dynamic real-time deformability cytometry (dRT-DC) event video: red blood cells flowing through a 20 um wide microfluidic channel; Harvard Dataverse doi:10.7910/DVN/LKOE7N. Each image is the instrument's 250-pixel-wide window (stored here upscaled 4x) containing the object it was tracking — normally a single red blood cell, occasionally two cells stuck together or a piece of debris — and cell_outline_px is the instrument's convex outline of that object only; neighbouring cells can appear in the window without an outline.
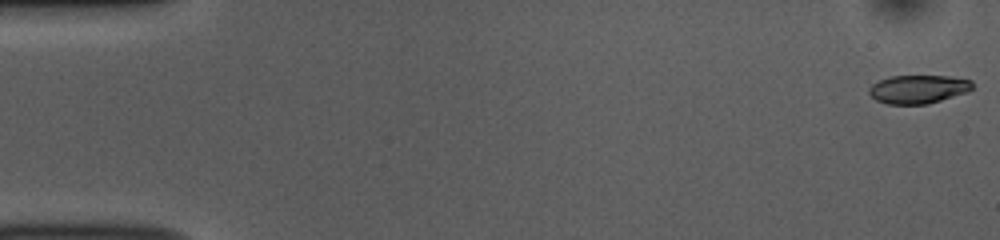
{"species": "common noctule bat (a hibernating species)", "species_latin": "Nyctalus noctula", "temperature_condition": "room temperature", "stored_images_in_passage": 53, "camera_frame_rate_fps": 3000, "um_per_image_px": 0.085, "animal": {"sex": "female", "body_mass_g": 10.0, "forearm_length_mm": 53.1}, "frame": {"image": 1, "passage_image": 1, "time_ms": 0.0, "image_size_px": [1000, 240], "cell_outline_px": [[972, 88], [964, 92], [928, 104], [888, 104], [876, 100], [868, 92], [868, 88], [872, 84], [880, 80], [892, 76], [948, 76], [972, 80]], "centroid_in_image_um": [78.01, 7.57], "position_along_channel_um": 7.0, "area_um2": 16.88}}
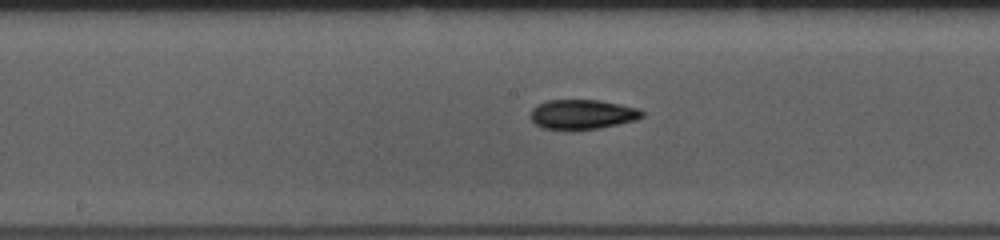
{"frame": {"image": 2, "passage_image": 27, "time_ms": 8.667, "image_size_px": [1000, 240], "cell_outline_px": [[644, 116], [636, 120], [600, 128], [572, 132], [544, 128], [536, 124], [532, 120], [532, 108], [536, 104], [548, 100], [600, 100], [640, 108], [644, 112]], "centroid_in_image_um": [49.52, 9.74], "position_along_channel_um": 198.7, "area_um2": 19.77}}
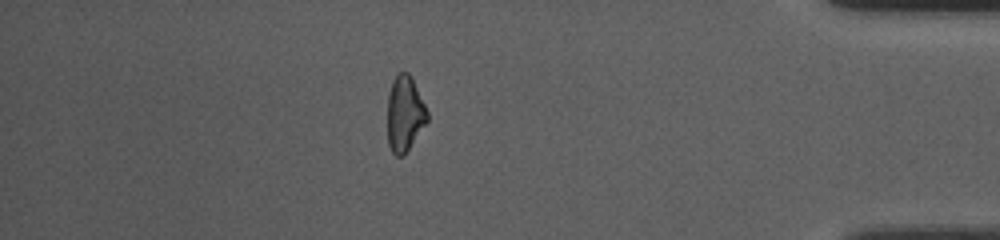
{"frame": {"image": 3, "passage_image": 46, "time_ms": 15.0, "image_size_px": [1000, 240], "cell_outline_px": [[428, 120], [404, 156], [396, 156], [392, 152], [388, 144], [388, 96], [392, 80], [396, 72], [408, 72], [428, 112]], "centroid_in_image_um": [34.38, 9.68], "position_along_channel_um": 400.8, "area_um2": 17.4}, "authors_computed_cell_mechanics": {"area_um2": 18.4382, "velocity_mm_per_s": 3.8074, "shape_relaxation_time_tau1_ms": 2.9173, "shape_relaxation_time_tau2_ms": 2.7823, "deformation_change_tau1": 0.1298, "deformation_change_tau2": 0.0987}}